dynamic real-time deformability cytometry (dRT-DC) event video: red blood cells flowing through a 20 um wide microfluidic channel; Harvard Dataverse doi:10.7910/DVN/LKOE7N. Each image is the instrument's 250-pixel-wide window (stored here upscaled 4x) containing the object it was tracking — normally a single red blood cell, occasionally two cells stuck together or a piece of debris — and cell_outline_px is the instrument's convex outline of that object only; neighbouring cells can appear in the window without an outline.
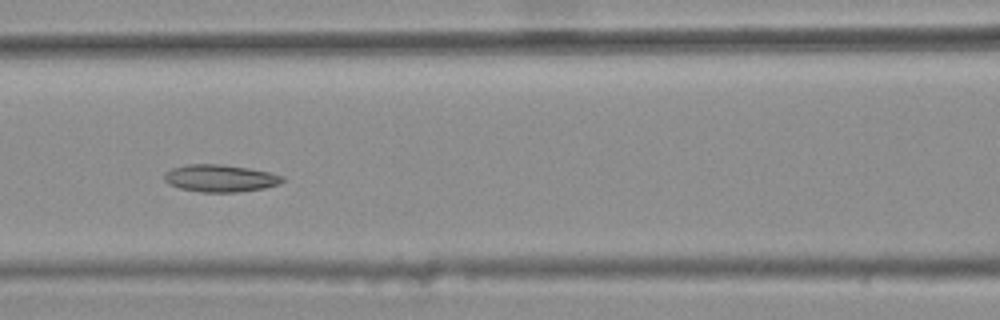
{"species": "common noctule bat (a hibernating species)", "species_latin": "Nyctalus noctula", "temperature_condition": "warm", "stored_images_in_passage": 8, "camera_frame_rate_fps": 3000, "um_per_image_px": 0.085, "animal": {"sex": "female", "body_mass_g": 25.1}, "frame": {"image": 1, "passage_image": 6, "time_ms": 1.667, "image_size_px": [1000, 320], "cell_outline_px": [[284, 180], [280, 184], [264, 188], [240, 192], [200, 192], [180, 188], [168, 184], [164, 180], [164, 172], [172, 168], [188, 164], [220, 164], [248, 168], [268, 172], [284, 176]], "centroid_in_image_um": [18.7, 15.15], "position_along_channel_um": 147.9, "area_um2": 18.84}}
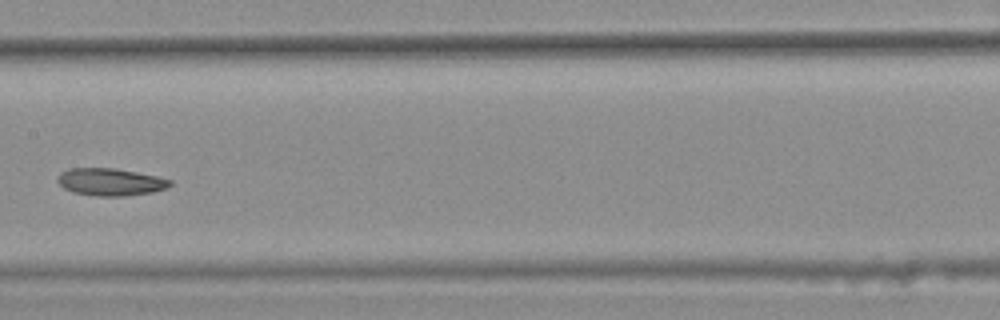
{"frame": {"image": 2, "passage_image": 7, "time_ms": 2.0, "image_size_px": [1000, 320], "cell_outline_px": [[172, 184], [168, 188], [152, 192], [124, 196], [96, 196], [72, 192], [64, 188], [56, 180], [60, 172], [68, 168], [116, 168], [156, 176], [172, 180]], "centroid_in_image_um": [9.37, 15.46], "position_along_channel_um": 198.0, "area_um2": 18.03}}
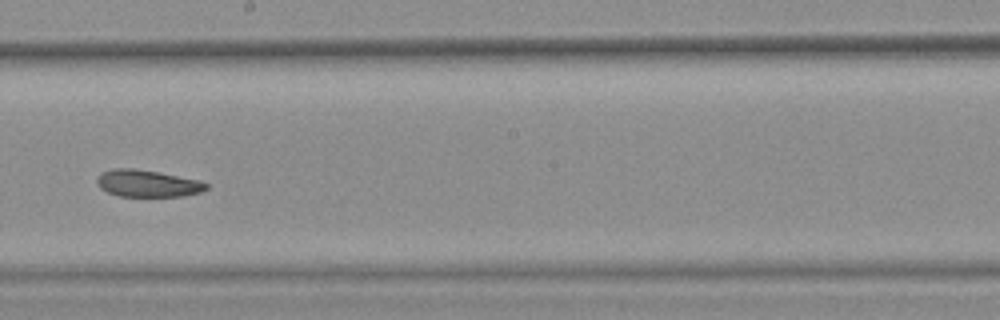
{"frame": {"image": 3, "passage_image": 8, "time_ms": 2.333, "image_size_px": [1000, 320], "cell_outline_px": [[208, 188], [200, 192], [184, 196], [120, 196], [108, 192], [100, 188], [96, 180], [100, 172], [116, 168], [132, 168], [156, 172], [200, 180], [208, 184]], "centroid_in_image_um": [12.53, 15.59], "position_along_channel_um": 235.7, "area_um2": 17.05}}